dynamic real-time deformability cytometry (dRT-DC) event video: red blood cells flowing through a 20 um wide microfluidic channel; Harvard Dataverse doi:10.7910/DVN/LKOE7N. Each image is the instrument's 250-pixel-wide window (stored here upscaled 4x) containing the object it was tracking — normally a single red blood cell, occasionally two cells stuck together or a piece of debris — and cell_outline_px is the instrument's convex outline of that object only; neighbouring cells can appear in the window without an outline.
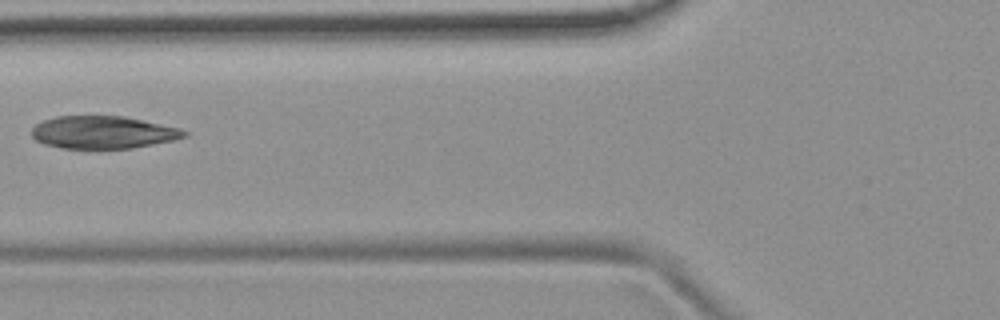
{"species": "common noctule bat (a hibernating species)", "species_latin": "Nyctalus noctula", "temperature_condition": "room temperature", "stored_images_in_passage": 7, "camera_frame_rate_fps": 3000, "um_per_image_px": 0.085, "animal": {"sex": "female", "body_mass_g": 19.9}, "frame": {"image": 1, "passage_image": 6, "time_ms": 5.667, "image_size_px": [1000, 320], "cell_outline_px": [[188, 136], [176, 140], [132, 148], [64, 148], [44, 144], [36, 140], [32, 136], [32, 128], [36, 124], [44, 120], [56, 116], [124, 116], [180, 128], [188, 132]], "centroid_in_image_um": [8.79, 11.24], "position_along_channel_um": 117.0, "area_um2": 28.96}}
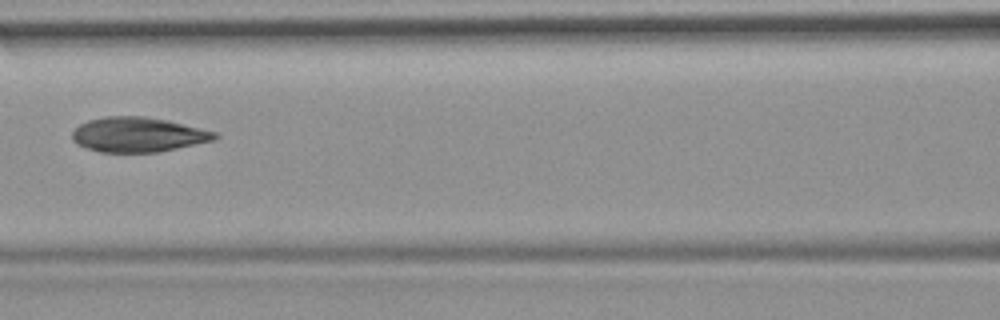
{"frame": {"image": 2, "passage_image": 7, "time_ms": 6.667, "image_size_px": [1000, 320], "cell_outline_px": [[220, 136], [216, 140], [160, 152], [100, 152], [84, 148], [76, 144], [72, 140], [72, 132], [80, 124], [88, 120], [108, 116], [144, 116], [168, 120], [220, 132]], "centroid_in_image_um": [11.78, 11.45], "position_along_channel_um": 154.8, "area_um2": 29.36}}